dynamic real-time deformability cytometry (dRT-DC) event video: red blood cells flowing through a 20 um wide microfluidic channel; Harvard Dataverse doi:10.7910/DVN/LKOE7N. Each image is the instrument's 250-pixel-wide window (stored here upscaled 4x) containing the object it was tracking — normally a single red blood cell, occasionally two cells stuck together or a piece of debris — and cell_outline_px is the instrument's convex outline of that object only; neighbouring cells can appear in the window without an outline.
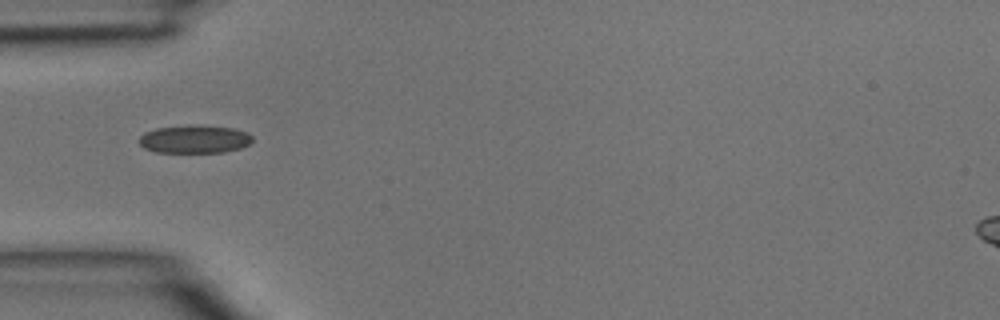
{"species": "common noctule bat (a hibernating species)", "species_latin": "Nyctalus noctula", "temperature_condition": "room temperature", "stored_images_in_passage": 1, "camera_frame_rate_fps": 3000, "um_per_image_px": 0.085, "animal": {"sex": "male", "body_mass_g": 15.6}, "frame": {"image": 1, "passage_image": 1, "time_ms": 0.0, "image_size_px": [1000, 320], "cell_outline_px": [[252, 140], [248, 144], [240, 148], [224, 152], [156, 152], [144, 148], [136, 140], [144, 132], [156, 128], [232, 128], [248, 132], [252, 136]], "centroid_in_image_um": [16.5, 11.88], "position_along_channel_um": 68.5, "area_um2": 17.57}}